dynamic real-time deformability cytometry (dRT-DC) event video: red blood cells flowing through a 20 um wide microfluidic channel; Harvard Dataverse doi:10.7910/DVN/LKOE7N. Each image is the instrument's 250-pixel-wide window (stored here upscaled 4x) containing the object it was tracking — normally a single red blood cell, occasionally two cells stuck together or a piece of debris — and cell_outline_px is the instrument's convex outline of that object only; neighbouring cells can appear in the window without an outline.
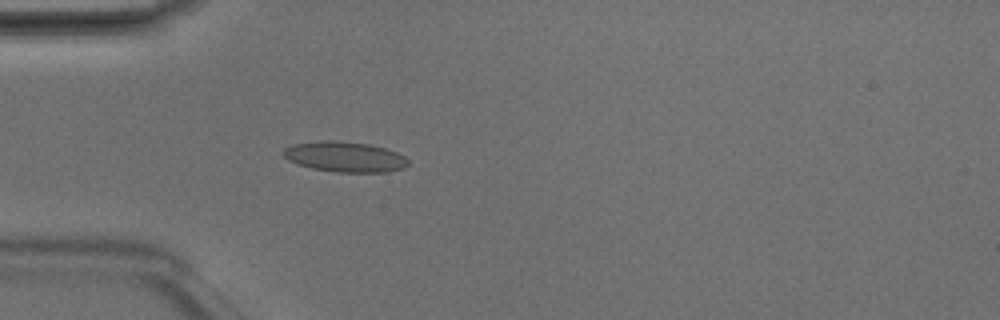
{"species": "Egyptian fruit bat (a non-hibernating species)", "species_latin": "Rousettus aegyptiacus", "temperature_condition": "room temperature", "stored_images_in_passage": 4, "camera_frame_rate_fps": 3000, "um_per_image_px": 0.085, "animal": {"sex": "male"}, "frame": {"image": 1, "passage_image": 4, "time_ms": 1.0, "image_size_px": [1000, 320], "cell_outline_px": [[408, 164], [404, 168], [388, 172], [336, 172], [312, 168], [296, 164], [288, 160], [284, 156], [284, 148], [292, 144], [324, 140], [332, 140], [368, 144], [384, 148], [396, 152], [404, 156], [408, 160]], "centroid_in_image_um": [29.3, 13.33], "position_along_channel_um": 55.7, "area_um2": 22.02}}